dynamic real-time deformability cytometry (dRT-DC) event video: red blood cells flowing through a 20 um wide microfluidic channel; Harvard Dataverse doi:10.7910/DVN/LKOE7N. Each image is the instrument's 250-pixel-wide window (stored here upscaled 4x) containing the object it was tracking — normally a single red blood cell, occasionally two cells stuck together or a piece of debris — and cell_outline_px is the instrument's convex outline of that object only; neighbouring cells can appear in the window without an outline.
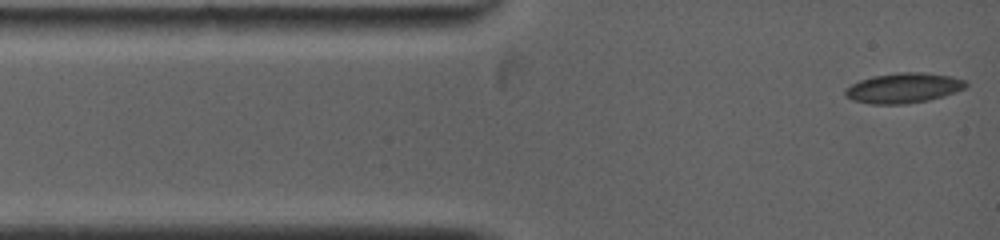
{"species": "common noctule bat (a hibernating species)", "species_latin": "Nyctalus noctula", "temperature_condition": "warm", "stored_images_in_passage": 3, "camera_frame_rate_fps": 5000, "um_per_image_px": 0.085, "animal": {"sex": "female", "body_mass_g": 19.0, "forearm_length_mm": 53.3}, "frame": {"image": 1, "passage_image": 1, "time_ms": 0.0, "image_size_px": [1000, 240], "cell_outline_px": [[968, 84], [964, 88], [956, 92], [944, 96], [928, 100], [904, 104], [868, 104], [852, 100], [844, 96], [844, 92], [852, 84], [860, 80], [872, 76], [904, 72], [920, 72], [952, 76], [968, 80]], "centroid_in_image_um": [76.82, 7.48], "position_along_channel_um": 8.2, "area_um2": 21.21}}